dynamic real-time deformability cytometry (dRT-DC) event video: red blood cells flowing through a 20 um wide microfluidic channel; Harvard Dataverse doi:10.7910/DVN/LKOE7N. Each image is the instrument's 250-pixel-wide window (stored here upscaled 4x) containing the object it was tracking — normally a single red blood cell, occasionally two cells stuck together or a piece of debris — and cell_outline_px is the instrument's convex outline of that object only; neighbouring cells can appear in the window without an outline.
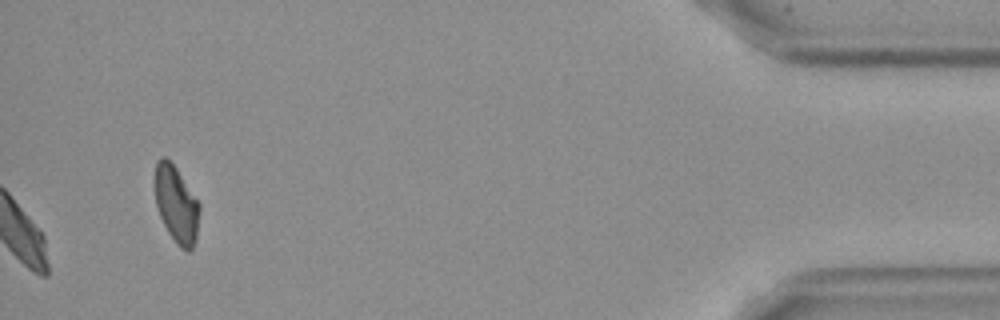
{"species": "Egyptian fruit bat (a non-hibernating species)", "species_latin": "Rousettus aegyptiacus", "temperature_condition": "cold", "stored_images_in_passage": 48, "camera_frame_rate_fps": 3000, "um_per_image_px": 0.085, "frame": {"image": 1, "passage_image": 48, "time_ms": 15.667, "image_size_px": [1000, 320], "cell_outline_px": [[200, 212], [196, 240], [192, 248], [188, 252], [180, 248], [176, 244], [168, 232], [160, 216], [156, 204], [152, 184], [156, 164], [164, 156], [176, 168], [200, 204]], "centroid_in_image_um": [14.97, 17.39], "position_along_channel_um": 420.2, "area_um2": 20.17}, "authors_computed_cell_mechanics": {"area_um2": 22.0218, "velocity_mm_per_s": 3.5628, "shape_relaxation_time_tau1_ms": 8.7626, "shape_relaxation_time_tau2_ms": 1.7206, "deformation_change_tau1": 0.1492, "deformation_change_tau2": 0.0447}}